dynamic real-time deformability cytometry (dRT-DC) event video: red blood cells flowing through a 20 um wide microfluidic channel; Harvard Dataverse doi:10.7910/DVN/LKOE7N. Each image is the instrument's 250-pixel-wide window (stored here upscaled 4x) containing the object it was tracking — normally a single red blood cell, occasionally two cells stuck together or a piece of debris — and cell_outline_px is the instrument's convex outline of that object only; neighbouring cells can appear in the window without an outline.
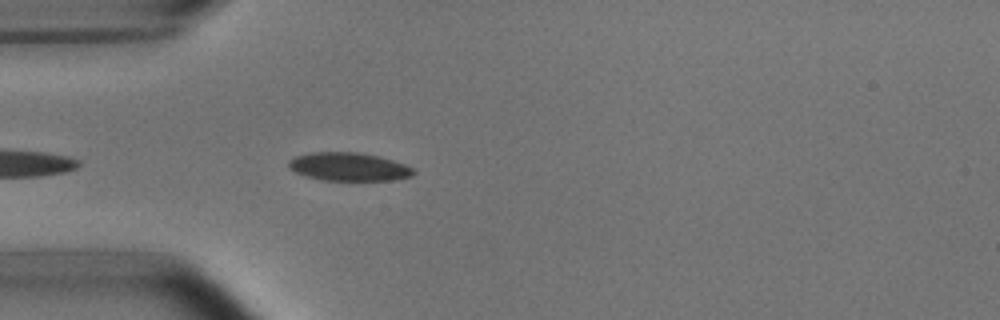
{"species": "common noctule bat (a hibernating species)", "species_latin": "Nyctalus noctula", "temperature_condition": "room temperature", "stored_images_in_passage": 5, "camera_frame_rate_fps": 3000, "um_per_image_px": 0.085, "animal": {"sex": "male", "body_mass_g": 15.6}, "frame": {"image": 1, "passage_image": 5, "time_ms": 1.333, "image_size_px": [1000, 320], "cell_outline_px": [[416, 172], [412, 176], [396, 180], [320, 180], [304, 176], [288, 168], [288, 160], [296, 156], [312, 152], [360, 152], [380, 156], [404, 164], [412, 168]], "centroid_in_image_um": [29.63, 14.17], "position_along_channel_um": 55.4, "area_um2": 20.75}}